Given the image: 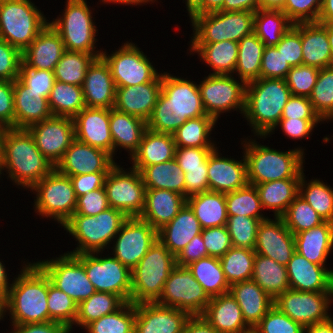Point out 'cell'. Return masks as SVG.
I'll use <instances>...</instances> for the list:
<instances>
[{"label":"cell","mask_w":333,"mask_h":333,"mask_svg":"<svg viewBox=\"0 0 333 333\" xmlns=\"http://www.w3.org/2000/svg\"><path fill=\"white\" fill-rule=\"evenodd\" d=\"M48 99L17 78L14 81V128L28 129L31 125L51 118Z\"/></svg>","instance_id":"obj_29"},{"label":"cell","mask_w":333,"mask_h":333,"mask_svg":"<svg viewBox=\"0 0 333 333\" xmlns=\"http://www.w3.org/2000/svg\"><path fill=\"white\" fill-rule=\"evenodd\" d=\"M202 316L218 333H245L251 330L230 292L211 297Z\"/></svg>","instance_id":"obj_30"},{"label":"cell","mask_w":333,"mask_h":333,"mask_svg":"<svg viewBox=\"0 0 333 333\" xmlns=\"http://www.w3.org/2000/svg\"><path fill=\"white\" fill-rule=\"evenodd\" d=\"M53 116L74 118L86 107L82 87L55 81L48 98Z\"/></svg>","instance_id":"obj_49"},{"label":"cell","mask_w":333,"mask_h":333,"mask_svg":"<svg viewBox=\"0 0 333 333\" xmlns=\"http://www.w3.org/2000/svg\"><path fill=\"white\" fill-rule=\"evenodd\" d=\"M30 190L36 195L34 212L42 218L54 219L62 226L75 213L77 197L71 179L55 168Z\"/></svg>","instance_id":"obj_11"},{"label":"cell","mask_w":333,"mask_h":333,"mask_svg":"<svg viewBox=\"0 0 333 333\" xmlns=\"http://www.w3.org/2000/svg\"><path fill=\"white\" fill-rule=\"evenodd\" d=\"M207 250L204 245L201 234L192 238L185 248L176 257V265L187 266L190 263L201 258L208 257Z\"/></svg>","instance_id":"obj_74"},{"label":"cell","mask_w":333,"mask_h":333,"mask_svg":"<svg viewBox=\"0 0 333 333\" xmlns=\"http://www.w3.org/2000/svg\"><path fill=\"white\" fill-rule=\"evenodd\" d=\"M175 141L173 134L158 133L147 129L138 150L129 160L139 172L146 166L164 163L175 157Z\"/></svg>","instance_id":"obj_35"},{"label":"cell","mask_w":333,"mask_h":333,"mask_svg":"<svg viewBox=\"0 0 333 333\" xmlns=\"http://www.w3.org/2000/svg\"><path fill=\"white\" fill-rule=\"evenodd\" d=\"M317 22L318 23L333 22V0H322V7Z\"/></svg>","instance_id":"obj_79"},{"label":"cell","mask_w":333,"mask_h":333,"mask_svg":"<svg viewBox=\"0 0 333 333\" xmlns=\"http://www.w3.org/2000/svg\"><path fill=\"white\" fill-rule=\"evenodd\" d=\"M291 70L276 46H265L261 61L260 78L285 79Z\"/></svg>","instance_id":"obj_64"},{"label":"cell","mask_w":333,"mask_h":333,"mask_svg":"<svg viewBox=\"0 0 333 333\" xmlns=\"http://www.w3.org/2000/svg\"><path fill=\"white\" fill-rule=\"evenodd\" d=\"M303 64L319 69L332 66L326 27L318 22L301 23Z\"/></svg>","instance_id":"obj_38"},{"label":"cell","mask_w":333,"mask_h":333,"mask_svg":"<svg viewBox=\"0 0 333 333\" xmlns=\"http://www.w3.org/2000/svg\"><path fill=\"white\" fill-rule=\"evenodd\" d=\"M102 253H82L74 256L84 265L95 291L116 294L125 302H130L131 271L115 257L109 256L110 253L101 257Z\"/></svg>","instance_id":"obj_13"},{"label":"cell","mask_w":333,"mask_h":333,"mask_svg":"<svg viewBox=\"0 0 333 333\" xmlns=\"http://www.w3.org/2000/svg\"><path fill=\"white\" fill-rule=\"evenodd\" d=\"M229 292L236 299L243 319L251 329L261 321L274 305V300L252 280L232 284Z\"/></svg>","instance_id":"obj_34"},{"label":"cell","mask_w":333,"mask_h":333,"mask_svg":"<svg viewBox=\"0 0 333 333\" xmlns=\"http://www.w3.org/2000/svg\"><path fill=\"white\" fill-rule=\"evenodd\" d=\"M175 266L176 257L157 239L131 271L130 302L135 305L157 302Z\"/></svg>","instance_id":"obj_7"},{"label":"cell","mask_w":333,"mask_h":333,"mask_svg":"<svg viewBox=\"0 0 333 333\" xmlns=\"http://www.w3.org/2000/svg\"><path fill=\"white\" fill-rule=\"evenodd\" d=\"M135 304L126 302L114 313L104 315L88 324L86 333H134Z\"/></svg>","instance_id":"obj_54"},{"label":"cell","mask_w":333,"mask_h":333,"mask_svg":"<svg viewBox=\"0 0 333 333\" xmlns=\"http://www.w3.org/2000/svg\"><path fill=\"white\" fill-rule=\"evenodd\" d=\"M62 15L48 21L51 27L61 36L67 51L102 54L96 50L98 29L93 21L91 7L86 0H66ZM96 47V48H95Z\"/></svg>","instance_id":"obj_9"},{"label":"cell","mask_w":333,"mask_h":333,"mask_svg":"<svg viewBox=\"0 0 333 333\" xmlns=\"http://www.w3.org/2000/svg\"><path fill=\"white\" fill-rule=\"evenodd\" d=\"M251 280L273 300L290 289L286 266L261 254L255 255Z\"/></svg>","instance_id":"obj_42"},{"label":"cell","mask_w":333,"mask_h":333,"mask_svg":"<svg viewBox=\"0 0 333 333\" xmlns=\"http://www.w3.org/2000/svg\"><path fill=\"white\" fill-rule=\"evenodd\" d=\"M254 251L282 265L288 264L295 252V238L281 217L261 221Z\"/></svg>","instance_id":"obj_22"},{"label":"cell","mask_w":333,"mask_h":333,"mask_svg":"<svg viewBox=\"0 0 333 333\" xmlns=\"http://www.w3.org/2000/svg\"><path fill=\"white\" fill-rule=\"evenodd\" d=\"M37 148L54 166L61 160L66 150L75 140L73 118L52 116L28 128Z\"/></svg>","instance_id":"obj_20"},{"label":"cell","mask_w":333,"mask_h":333,"mask_svg":"<svg viewBox=\"0 0 333 333\" xmlns=\"http://www.w3.org/2000/svg\"><path fill=\"white\" fill-rule=\"evenodd\" d=\"M181 169L185 175V198L209 191L207 161L201 167Z\"/></svg>","instance_id":"obj_72"},{"label":"cell","mask_w":333,"mask_h":333,"mask_svg":"<svg viewBox=\"0 0 333 333\" xmlns=\"http://www.w3.org/2000/svg\"><path fill=\"white\" fill-rule=\"evenodd\" d=\"M64 51L61 36L48 23L22 52V59L39 70L54 71Z\"/></svg>","instance_id":"obj_33"},{"label":"cell","mask_w":333,"mask_h":333,"mask_svg":"<svg viewBox=\"0 0 333 333\" xmlns=\"http://www.w3.org/2000/svg\"><path fill=\"white\" fill-rule=\"evenodd\" d=\"M281 218L293 235L325 222L310 204L299 195L293 200Z\"/></svg>","instance_id":"obj_57"},{"label":"cell","mask_w":333,"mask_h":333,"mask_svg":"<svg viewBox=\"0 0 333 333\" xmlns=\"http://www.w3.org/2000/svg\"><path fill=\"white\" fill-rule=\"evenodd\" d=\"M309 100L323 121L333 120V66L319 70Z\"/></svg>","instance_id":"obj_55"},{"label":"cell","mask_w":333,"mask_h":333,"mask_svg":"<svg viewBox=\"0 0 333 333\" xmlns=\"http://www.w3.org/2000/svg\"><path fill=\"white\" fill-rule=\"evenodd\" d=\"M289 287L302 292L333 291V270L294 252L286 265Z\"/></svg>","instance_id":"obj_26"},{"label":"cell","mask_w":333,"mask_h":333,"mask_svg":"<svg viewBox=\"0 0 333 333\" xmlns=\"http://www.w3.org/2000/svg\"><path fill=\"white\" fill-rule=\"evenodd\" d=\"M305 173L301 175L299 196L318 213L324 221L333 223V188L320 179L307 181Z\"/></svg>","instance_id":"obj_50"},{"label":"cell","mask_w":333,"mask_h":333,"mask_svg":"<svg viewBox=\"0 0 333 333\" xmlns=\"http://www.w3.org/2000/svg\"><path fill=\"white\" fill-rule=\"evenodd\" d=\"M185 203L186 198L174 191L146 189L145 206L139 218L158 231L178 214Z\"/></svg>","instance_id":"obj_32"},{"label":"cell","mask_w":333,"mask_h":333,"mask_svg":"<svg viewBox=\"0 0 333 333\" xmlns=\"http://www.w3.org/2000/svg\"><path fill=\"white\" fill-rule=\"evenodd\" d=\"M187 268L210 298L230 291L219 258H201L187 265Z\"/></svg>","instance_id":"obj_45"},{"label":"cell","mask_w":333,"mask_h":333,"mask_svg":"<svg viewBox=\"0 0 333 333\" xmlns=\"http://www.w3.org/2000/svg\"><path fill=\"white\" fill-rule=\"evenodd\" d=\"M12 326V333H71L66 326L53 321Z\"/></svg>","instance_id":"obj_75"},{"label":"cell","mask_w":333,"mask_h":333,"mask_svg":"<svg viewBox=\"0 0 333 333\" xmlns=\"http://www.w3.org/2000/svg\"><path fill=\"white\" fill-rule=\"evenodd\" d=\"M22 52L0 39V80L15 81L19 77Z\"/></svg>","instance_id":"obj_66"},{"label":"cell","mask_w":333,"mask_h":333,"mask_svg":"<svg viewBox=\"0 0 333 333\" xmlns=\"http://www.w3.org/2000/svg\"><path fill=\"white\" fill-rule=\"evenodd\" d=\"M209 302L210 297L187 266L176 265L165 281L162 294L156 303L195 316L202 315Z\"/></svg>","instance_id":"obj_16"},{"label":"cell","mask_w":333,"mask_h":333,"mask_svg":"<svg viewBox=\"0 0 333 333\" xmlns=\"http://www.w3.org/2000/svg\"><path fill=\"white\" fill-rule=\"evenodd\" d=\"M0 126L14 128V81L0 80Z\"/></svg>","instance_id":"obj_70"},{"label":"cell","mask_w":333,"mask_h":333,"mask_svg":"<svg viewBox=\"0 0 333 333\" xmlns=\"http://www.w3.org/2000/svg\"><path fill=\"white\" fill-rule=\"evenodd\" d=\"M109 172H94L70 176L76 197L104 187L106 176Z\"/></svg>","instance_id":"obj_73"},{"label":"cell","mask_w":333,"mask_h":333,"mask_svg":"<svg viewBox=\"0 0 333 333\" xmlns=\"http://www.w3.org/2000/svg\"><path fill=\"white\" fill-rule=\"evenodd\" d=\"M254 249L231 247L219 258L223 272L229 285L251 280L254 260Z\"/></svg>","instance_id":"obj_52"},{"label":"cell","mask_w":333,"mask_h":333,"mask_svg":"<svg viewBox=\"0 0 333 333\" xmlns=\"http://www.w3.org/2000/svg\"><path fill=\"white\" fill-rule=\"evenodd\" d=\"M141 176L146 189H165L185 197V175L174 159L144 167Z\"/></svg>","instance_id":"obj_43"},{"label":"cell","mask_w":333,"mask_h":333,"mask_svg":"<svg viewBox=\"0 0 333 333\" xmlns=\"http://www.w3.org/2000/svg\"><path fill=\"white\" fill-rule=\"evenodd\" d=\"M75 139L113 156L110 109L85 107L74 118Z\"/></svg>","instance_id":"obj_24"},{"label":"cell","mask_w":333,"mask_h":333,"mask_svg":"<svg viewBox=\"0 0 333 333\" xmlns=\"http://www.w3.org/2000/svg\"><path fill=\"white\" fill-rule=\"evenodd\" d=\"M322 0H285L281 9L293 24L317 22Z\"/></svg>","instance_id":"obj_62"},{"label":"cell","mask_w":333,"mask_h":333,"mask_svg":"<svg viewBox=\"0 0 333 333\" xmlns=\"http://www.w3.org/2000/svg\"><path fill=\"white\" fill-rule=\"evenodd\" d=\"M281 119H321L309 97L292 95L286 103Z\"/></svg>","instance_id":"obj_69"},{"label":"cell","mask_w":333,"mask_h":333,"mask_svg":"<svg viewBox=\"0 0 333 333\" xmlns=\"http://www.w3.org/2000/svg\"><path fill=\"white\" fill-rule=\"evenodd\" d=\"M98 57H101V54L65 50L55 66V80L82 87L89 66Z\"/></svg>","instance_id":"obj_51"},{"label":"cell","mask_w":333,"mask_h":333,"mask_svg":"<svg viewBox=\"0 0 333 333\" xmlns=\"http://www.w3.org/2000/svg\"><path fill=\"white\" fill-rule=\"evenodd\" d=\"M104 188L109 207L118 209L128 218L142 214L146 187L138 170L133 167L125 170L116 164L107 174Z\"/></svg>","instance_id":"obj_14"},{"label":"cell","mask_w":333,"mask_h":333,"mask_svg":"<svg viewBox=\"0 0 333 333\" xmlns=\"http://www.w3.org/2000/svg\"><path fill=\"white\" fill-rule=\"evenodd\" d=\"M255 333H304V327L273 305L253 328Z\"/></svg>","instance_id":"obj_59"},{"label":"cell","mask_w":333,"mask_h":333,"mask_svg":"<svg viewBox=\"0 0 333 333\" xmlns=\"http://www.w3.org/2000/svg\"><path fill=\"white\" fill-rule=\"evenodd\" d=\"M225 200L227 216L244 215L261 221L269 218L262 213L263 208L255 185L248 183L236 191L227 192Z\"/></svg>","instance_id":"obj_53"},{"label":"cell","mask_w":333,"mask_h":333,"mask_svg":"<svg viewBox=\"0 0 333 333\" xmlns=\"http://www.w3.org/2000/svg\"><path fill=\"white\" fill-rule=\"evenodd\" d=\"M201 236L211 257L221 258L232 247L226 226L203 228Z\"/></svg>","instance_id":"obj_65"},{"label":"cell","mask_w":333,"mask_h":333,"mask_svg":"<svg viewBox=\"0 0 333 333\" xmlns=\"http://www.w3.org/2000/svg\"><path fill=\"white\" fill-rule=\"evenodd\" d=\"M190 46L188 48L190 55L197 53L202 61L212 68L213 72L209 74H234L238 42L224 40L216 43H190Z\"/></svg>","instance_id":"obj_39"},{"label":"cell","mask_w":333,"mask_h":333,"mask_svg":"<svg viewBox=\"0 0 333 333\" xmlns=\"http://www.w3.org/2000/svg\"><path fill=\"white\" fill-rule=\"evenodd\" d=\"M261 220L242 215L228 216L226 228L233 247L254 249Z\"/></svg>","instance_id":"obj_58"},{"label":"cell","mask_w":333,"mask_h":333,"mask_svg":"<svg viewBox=\"0 0 333 333\" xmlns=\"http://www.w3.org/2000/svg\"><path fill=\"white\" fill-rule=\"evenodd\" d=\"M255 12L216 11L195 15L190 20L193 36L189 43L239 42L253 33Z\"/></svg>","instance_id":"obj_10"},{"label":"cell","mask_w":333,"mask_h":333,"mask_svg":"<svg viewBox=\"0 0 333 333\" xmlns=\"http://www.w3.org/2000/svg\"><path fill=\"white\" fill-rule=\"evenodd\" d=\"M82 91L86 107L114 108L116 85L110 68L102 57L96 58L89 66Z\"/></svg>","instance_id":"obj_28"},{"label":"cell","mask_w":333,"mask_h":333,"mask_svg":"<svg viewBox=\"0 0 333 333\" xmlns=\"http://www.w3.org/2000/svg\"><path fill=\"white\" fill-rule=\"evenodd\" d=\"M134 333H183L190 318L186 311L158 303L135 305Z\"/></svg>","instance_id":"obj_23"},{"label":"cell","mask_w":333,"mask_h":333,"mask_svg":"<svg viewBox=\"0 0 333 333\" xmlns=\"http://www.w3.org/2000/svg\"><path fill=\"white\" fill-rule=\"evenodd\" d=\"M304 333H333V317L304 327Z\"/></svg>","instance_id":"obj_78"},{"label":"cell","mask_w":333,"mask_h":333,"mask_svg":"<svg viewBox=\"0 0 333 333\" xmlns=\"http://www.w3.org/2000/svg\"><path fill=\"white\" fill-rule=\"evenodd\" d=\"M320 122L323 123L324 121L322 119H281L267 136L273 134L275 129L280 126L284 135H287L290 139H305L312 135L311 132Z\"/></svg>","instance_id":"obj_68"},{"label":"cell","mask_w":333,"mask_h":333,"mask_svg":"<svg viewBox=\"0 0 333 333\" xmlns=\"http://www.w3.org/2000/svg\"><path fill=\"white\" fill-rule=\"evenodd\" d=\"M264 48V43L254 32L243 37L238 42V57L233 75L246 84L259 79Z\"/></svg>","instance_id":"obj_44"},{"label":"cell","mask_w":333,"mask_h":333,"mask_svg":"<svg viewBox=\"0 0 333 333\" xmlns=\"http://www.w3.org/2000/svg\"><path fill=\"white\" fill-rule=\"evenodd\" d=\"M332 302L333 291L302 292L288 289L273 303L293 321L306 327L329 319L331 314L328 311Z\"/></svg>","instance_id":"obj_18"},{"label":"cell","mask_w":333,"mask_h":333,"mask_svg":"<svg viewBox=\"0 0 333 333\" xmlns=\"http://www.w3.org/2000/svg\"><path fill=\"white\" fill-rule=\"evenodd\" d=\"M183 333H218L202 315L190 316Z\"/></svg>","instance_id":"obj_76"},{"label":"cell","mask_w":333,"mask_h":333,"mask_svg":"<svg viewBox=\"0 0 333 333\" xmlns=\"http://www.w3.org/2000/svg\"><path fill=\"white\" fill-rule=\"evenodd\" d=\"M190 79L162 73L161 93L147 121V128L174 134L188 119L207 115L197 83Z\"/></svg>","instance_id":"obj_1"},{"label":"cell","mask_w":333,"mask_h":333,"mask_svg":"<svg viewBox=\"0 0 333 333\" xmlns=\"http://www.w3.org/2000/svg\"><path fill=\"white\" fill-rule=\"evenodd\" d=\"M126 302L118 295L96 291L77 306L76 327L85 328L88 324L104 315L114 313Z\"/></svg>","instance_id":"obj_47"},{"label":"cell","mask_w":333,"mask_h":333,"mask_svg":"<svg viewBox=\"0 0 333 333\" xmlns=\"http://www.w3.org/2000/svg\"><path fill=\"white\" fill-rule=\"evenodd\" d=\"M204 79V80H203ZM198 84L203 107L216 122L221 113L239 111L244 114L246 83L234 75L208 74Z\"/></svg>","instance_id":"obj_12"},{"label":"cell","mask_w":333,"mask_h":333,"mask_svg":"<svg viewBox=\"0 0 333 333\" xmlns=\"http://www.w3.org/2000/svg\"><path fill=\"white\" fill-rule=\"evenodd\" d=\"M36 263L48 275L51 283L72 298L77 305L96 292L86 275L84 265L72 254L64 253Z\"/></svg>","instance_id":"obj_17"},{"label":"cell","mask_w":333,"mask_h":333,"mask_svg":"<svg viewBox=\"0 0 333 333\" xmlns=\"http://www.w3.org/2000/svg\"><path fill=\"white\" fill-rule=\"evenodd\" d=\"M217 148L207 160L209 191L227 193L245 187L248 184L245 156L235 160L221 156Z\"/></svg>","instance_id":"obj_25"},{"label":"cell","mask_w":333,"mask_h":333,"mask_svg":"<svg viewBox=\"0 0 333 333\" xmlns=\"http://www.w3.org/2000/svg\"><path fill=\"white\" fill-rule=\"evenodd\" d=\"M293 25L282 10L259 8L254 15L253 32L265 46H276Z\"/></svg>","instance_id":"obj_46"},{"label":"cell","mask_w":333,"mask_h":333,"mask_svg":"<svg viewBox=\"0 0 333 333\" xmlns=\"http://www.w3.org/2000/svg\"><path fill=\"white\" fill-rule=\"evenodd\" d=\"M77 306V303L54 286L48 277L47 307L49 310V321L63 324L72 332L77 316Z\"/></svg>","instance_id":"obj_56"},{"label":"cell","mask_w":333,"mask_h":333,"mask_svg":"<svg viewBox=\"0 0 333 333\" xmlns=\"http://www.w3.org/2000/svg\"><path fill=\"white\" fill-rule=\"evenodd\" d=\"M109 208L105 188L92 190L77 197V204L74 214L86 216L97 215Z\"/></svg>","instance_id":"obj_67"},{"label":"cell","mask_w":333,"mask_h":333,"mask_svg":"<svg viewBox=\"0 0 333 333\" xmlns=\"http://www.w3.org/2000/svg\"><path fill=\"white\" fill-rule=\"evenodd\" d=\"M113 158L110 153L75 139L55 169L69 177L94 172H110L117 164Z\"/></svg>","instance_id":"obj_21"},{"label":"cell","mask_w":333,"mask_h":333,"mask_svg":"<svg viewBox=\"0 0 333 333\" xmlns=\"http://www.w3.org/2000/svg\"><path fill=\"white\" fill-rule=\"evenodd\" d=\"M292 96L285 79L259 78L246 85L243 117L254 136L265 139L281 120L283 109Z\"/></svg>","instance_id":"obj_4"},{"label":"cell","mask_w":333,"mask_h":333,"mask_svg":"<svg viewBox=\"0 0 333 333\" xmlns=\"http://www.w3.org/2000/svg\"><path fill=\"white\" fill-rule=\"evenodd\" d=\"M259 8V0H224L223 3V11L256 12Z\"/></svg>","instance_id":"obj_77"},{"label":"cell","mask_w":333,"mask_h":333,"mask_svg":"<svg viewBox=\"0 0 333 333\" xmlns=\"http://www.w3.org/2000/svg\"><path fill=\"white\" fill-rule=\"evenodd\" d=\"M319 68L309 65L291 67L285 77L287 86L294 96L309 97L316 84Z\"/></svg>","instance_id":"obj_60"},{"label":"cell","mask_w":333,"mask_h":333,"mask_svg":"<svg viewBox=\"0 0 333 333\" xmlns=\"http://www.w3.org/2000/svg\"><path fill=\"white\" fill-rule=\"evenodd\" d=\"M279 52L282 53L285 61L290 67L303 64L302 44H301V23L294 24L282 37L276 45Z\"/></svg>","instance_id":"obj_63"},{"label":"cell","mask_w":333,"mask_h":333,"mask_svg":"<svg viewBox=\"0 0 333 333\" xmlns=\"http://www.w3.org/2000/svg\"><path fill=\"white\" fill-rule=\"evenodd\" d=\"M185 4L190 19L195 15L203 14V0H185Z\"/></svg>","instance_id":"obj_80"},{"label":"cell","mask_w":333,"mask_h":333,"mask_svg":"<svg viewBox=\"0 0 333 333\" xmlns=\"http://www.w3.org/2000/svg\"><path fill=\"white\" fill-rule=\"evenodd\" d=\"M31 0H0V39L23 52L49 23Z\"/></svg>","instance_id":"obj_8"},{"label":"cell","mask_w":333,"mask_h":333,"mask_svg":"<svg viewBox=\"0 0 333 333\" xmlns=\"http://www.w3.org/2000/svg\"><path fill=\"white\" fill-rule=\"evenodd\" d=\"M158 239V231L139 217L128 218L113 239L112 254L132 271Z\"/></svg>","instance_id":"obj_19"},{"label":"cell","mask_w":333,"mask_h":333,"mask_svg":"<svg viewBox=\"0 0 333 333\" xmlns=\"http://www.w3.org/2000/svg\"><path fill=\"white\" fill-rule=\"evenodd\" d=\"M7 294L11 325L49 322L48 275L36 262H23ZM10 314V315H9Z\"/></svg>","instance_id":"obj_3"},{"label":"cell","mask_w":333,"mask_h":333,"mask_svg":"<svg viewBox=\"0 0 333 333\" xmlns=\"http://www.w3.org/2000/svg\"><path fill=\"white\" fill-rule=\"evenodd\" d=\"M295 251L308 261L326 266L333 249V223L325 221L319 226L294 235Z\"/></svg>","instance_id":"obj_37"},{"label":"cell","mask_w":333,"mask_h":333,"mask_svg":"<svg viewBox=\"0 0 333 333\" xmlns=\"http://www.w3.org/2000/svg\"><path fill=\"white\" fill-rule=\"evenodd\" d=\"M216 147H176L175 160L180 168L201 167Z\"/></svg>","instance_id":"obj_71"},{"label":"cell","mask_w":333,"mask_h":333,"mask_svg":"<svg viewBox=\"0 0 333 333\" xmlns=\"http://www.w3.org/2000/svg\"><path fill=\"white\" fill-rule=\"evenodd\" d=\"M128 217L118 209L109 207L97 215L73 214L63 225L75 238L77 247L68 254L103 252L110 244ZM108 247V248H107Z\"/></svg>","instance_id":"obj_6"},{"label":"cell","mask_w":333,"mask_h":333,"mask_svg":"<svg viewBox=\"0 0 333 333\" xmlns=\"http://www.w3.org/2000/svg\"><path fill=\"white\" fill-rule=\"evenodd\" d=\"M247 164L248 183L257 185L274 180L301 178L305 171L304 148L297 147L288 151H278L259 144L256 138L241 140Z\"/></svg>","instance_id":"obj_5"},{"label":"cell","mask_w":333,"mask_h":333,"mask_svg":"<svg viewBox=\"0 0 333 333\" xmlns=\"http://www.w3.org/2000/svg\"><path fill=\"white\" fill-rule=\"evenodd\" d=\"M215 126L209 115L186 120L173 134L176 147H217L210 138Z\"/></svg>","instance_id":"obj_48"},{"label":"cell","mask_w":333,"mask_h":333,"mask_svg":"<svg viewBox=\"0 0 333 333\" xmlns=\"http://www.w3.org/2000/svg\"><path fill=\"white\" fill-rule=\"evenodd\" d=\"M162 87V72L152 81L137 86L116 87L114 108L148 121Z\"/></svg>","instance_id":"obj_27"},{"label":"cell","mask_w":333,"mask_h":333,"mask_svg":"<svg viewBox=\"0 0 333 333\" xmlns=\"http://www.w3.org/2000/svg\"><path fill=\"white\" fill-rule=\"evenodd\" d=\"M29 90L40 92V94L49 98L55 80L54 71L39 70L28 65L23 59L20 62V71L18 77Z\"/></svg>","instance_id":"obj_61"},{"label":"cell","mask_w":333,"mask_h":333,"mask_svg":"<svg viewBox=\"0 0 333 333\" xmlns=\"http://www.w3.org/2000/svg\"><path fill=\"white\" fill-rule=\"evenodd\" d=\"M140 50L132 41H126L111 54L102 51L101 57L108 64L116 87L152 82L160 74L150 58Z\"/></svg>","instance_id":"obj_15"},{"label":"cell","mask_w":333,"mask_h":333,"mask_svg":"<svg viewBox=\"0 0 333 333\" xmlns=\"http://www.w3.org/2000/svg\"><path fill=\"white\" fill-rule=\"evenodd\" d=\"M2 173L16 186L30 189L47 176L55 166L37 148L28 129L6 128L1 137Z\"/></svg>","instance_id":"obj_2"},{"label":"cell","mask_w":333,"mask_h":333,"mask_svg":"<svg viewBox=\"0 0 333 333\" xmlns=\"http://www.w3.org/2000/svg\"><path fill=\"white\" fill-rule=\"evenodd\" d=\"M202 228L226 226L225 193L206 191L186 198Z\"/></svg>","instance_id":"obj_41"},{"label":"cell","mask_w":333,"mask_h":333,"mask_svg":"<svg viewBox=\"0 0 333 333\" xmlns=\"http://www.w3.org/2000/svg\"><path fill=\"white\" fill-rule=\"evenodd\" d=\"M301 178L274 180L255 185L263 210H271L273 217H281L299 195Z\"/></svg>","instance_id":"obj_40"},{"label":"cell","mask_w":333,"mask_h":333,"mask_svg":"<svg viewBox=\"0 0 333 333\" xmlns=\"http://www.w3.org/2000/svg\"><path fill=\"white\" fill-rule=\"evenodd\" d=\"M202 229L193 210L185 203L178 214L158 230V240L177 257L192 238L202 233Z\"/></svg>","instance_id":"obj_31"},{"label":"cell","mask_w":333,"mask_h":333,"mask_svg":"<svg viewBox=\"0 0 333 333\" xmlns=\"http://www.w3.org/2000/svg\"><path fill=\"white\" fill-rule=\"evenodd\" d=\"M147 122L123 113L115 108L110 109V132L113 140V157L120 149H125L129 154L128 158L138 150L139 144L147 130Z\"/></svg>","instance_id":"obj_36"}]
</instances>
